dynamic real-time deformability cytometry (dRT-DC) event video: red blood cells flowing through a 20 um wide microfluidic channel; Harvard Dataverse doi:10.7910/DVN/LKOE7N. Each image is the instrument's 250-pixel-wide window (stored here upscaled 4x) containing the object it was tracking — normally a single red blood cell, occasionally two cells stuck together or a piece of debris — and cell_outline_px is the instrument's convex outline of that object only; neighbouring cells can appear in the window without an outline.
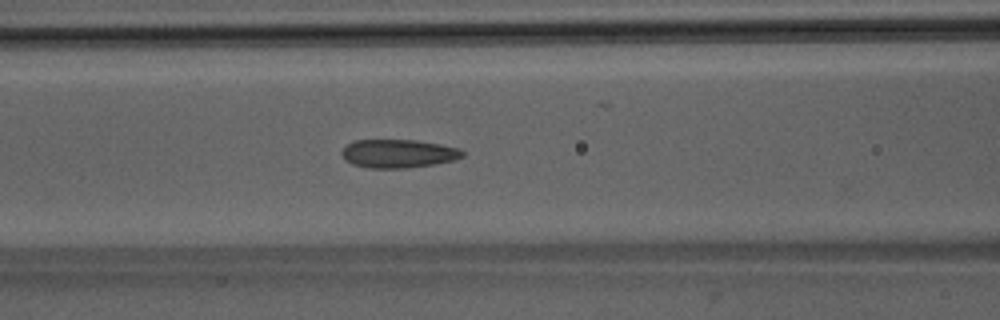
{"species": "Egyptian fruit bat (a non-hibernating species)", "species_latin": "Rousettus aegyptiacus", "temperature_condition": "room temperature", "stored_images_in_passage": 37, "camera_frame_rate_fps": 3000, "um_per_image_px": 0.085, "animal": {"sex": "male"}, "frame": {"image": 1, "passage_image": 8, "time_ms": 2.333, "image_size_px": [1000, 320], "cell_outline_px": [[464, 156], [452, 160], [432, 164], [408, 168], [368, 168], [352, 164], [344, 160], [340, 152], [352, 140], [416, 140], [440, 144], [456, 148], [464, 152]], "centroid_in_image_um": [33.79, 13.05], "position_along_channel_um": 132.8, "area_um2": 19.94}}
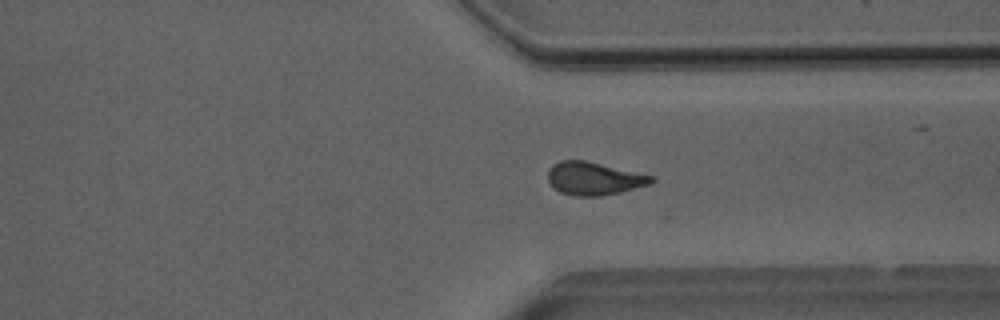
{"frame": {"image": 2, "passage_image": 25, "time_ms": 8.0, "image_size_px": [1000, 320], "cell_outline_px": [[656, 180], [648, 184], [620, 192], [600, 196], [576, 196], [560, 192], [548, 180], [548, 172], [552, 164], [560, 160], [584, 160], [652, 176]], "centroid_in_image_um": [50.45, 15.17], "position_along_channel_um": 361.0, "area_um2": 19.48}}
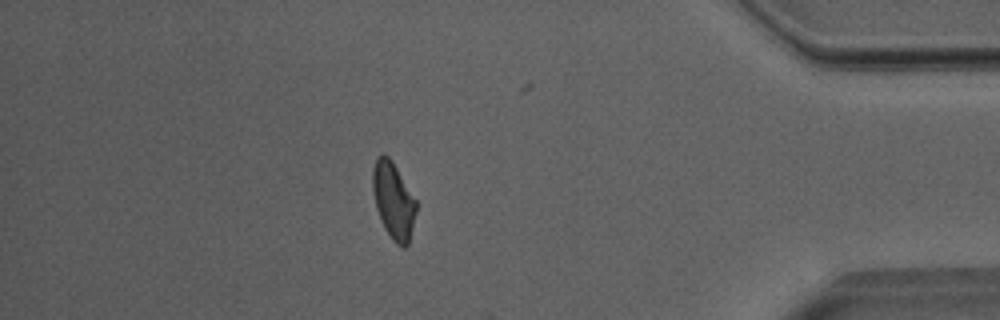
{"frame": {"image": 3, "passage_image": 31, "time_ms": 10.0, "image_size_px": [1000, 320], "cell_outline_px": [[416, 212], [408, 244], [404, 248], [400, 248], [392, 240], [384, 228], [380, 220], [376, 208], [372, 188], [372, 168], [376, 156], [380, 152], [388, 156], [392, 160], [416, 200]], "centroid_in_image_um": [33.41, 17.03], "position_along_channel_um": 401.8, "area_um2": 19.65}, "authors_computed_cell_mechanics": {"area_um2": 19.652, "velocity_mm_per_s": 4.0348, "shape_relaxation_time_tau1_ms": null, "shape_relaxation_time_tau2_ms": 0.9678, "deformation_change_tau1": null, "deformation_change_tau2": 0.0657}}